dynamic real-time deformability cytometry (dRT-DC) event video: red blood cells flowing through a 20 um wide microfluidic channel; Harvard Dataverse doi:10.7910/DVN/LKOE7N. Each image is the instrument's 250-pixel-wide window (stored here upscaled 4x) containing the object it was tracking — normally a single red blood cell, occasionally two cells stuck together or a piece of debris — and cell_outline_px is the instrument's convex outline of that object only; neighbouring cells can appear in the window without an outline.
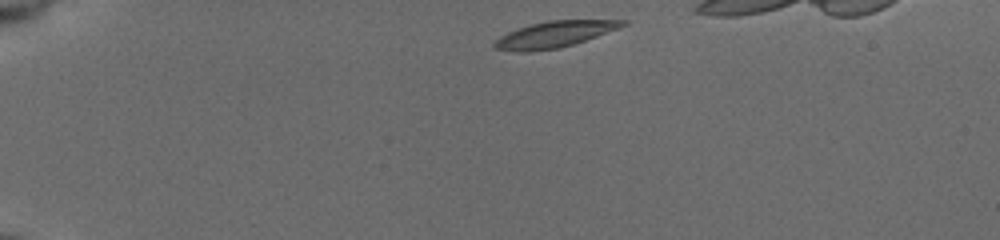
{"species": "common noctule bat (a hibernating species)", "species_latin": "Nyctalus noctula", "temperature_condition": "cold", "stored_images_in_passage": 40, "camera_frame_rate_fps": 3000, "um_per_image_px": 0.085, "animal": {"sex": "female", "body_mass_g": 19.5, "forearm_length_mm": 54.1}, "frame": {"image": 1, "passage_image": 1, "time_ms": 0.0, "image_size_px": [1000, 240], "cell_outline_px": [[628, 24], [620, 28], [560, 48], [528, 52], [520, 52], [492, 48], [492, 44], [500, 36], [508, 32], [532, 24], [548, 20], [628, 20]], "centroid_in_image_um": [47.12, 2.92], "position_along_channel_um": 37.9, "area_um2": 19.42}}
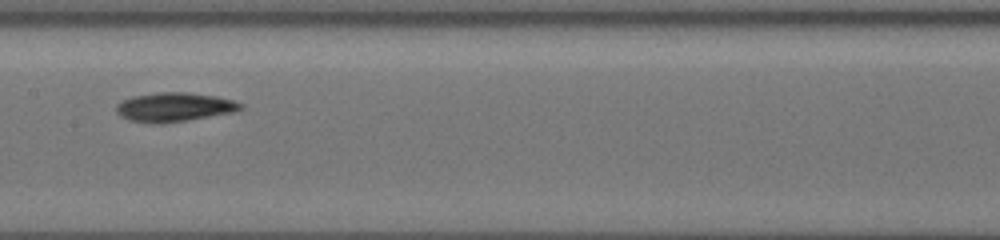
{"frame": {"image": 2, "passage_image": 19, "time_ms": 6.0, "image_size_px": [1000, 240], "cell_outline_px": [[244, 104], [240, 108], [232, 112], [160, 124], [152, 124], [128, 120], [120, 116], [116, 112], [116, 104], [120, 100], [132, 96], [160, 92], [188, 92], [216, 96], [232, 100]], "centroid_in_image_um": [14.72, 9.1], "position_along_channel_um": 192.7, "area_um2": 20.98}}
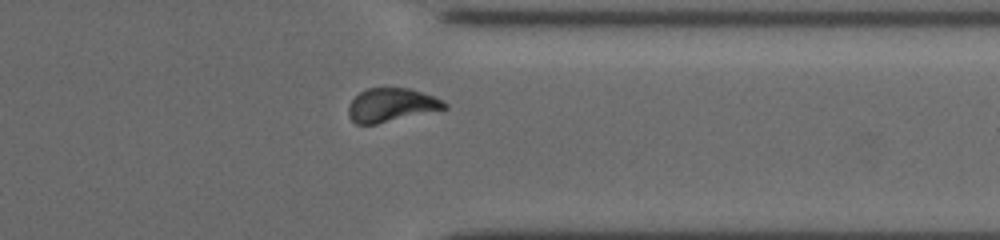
{"frame": {"image": 3, "passage_image": 34, "time_ms": 11.0, "image_size_px": [1000, 240], "cell_outline_px": [[448, 108], [376, 124], [356, 124], [348, 116], [348, 108], [352, 100], [364, 88], [408, 88], [432, 96], [448, 104]], "centroid_in_image_um": [33.23, 8.93], "position_along_channel_um": 378.2, "area_um2": 18.55}}